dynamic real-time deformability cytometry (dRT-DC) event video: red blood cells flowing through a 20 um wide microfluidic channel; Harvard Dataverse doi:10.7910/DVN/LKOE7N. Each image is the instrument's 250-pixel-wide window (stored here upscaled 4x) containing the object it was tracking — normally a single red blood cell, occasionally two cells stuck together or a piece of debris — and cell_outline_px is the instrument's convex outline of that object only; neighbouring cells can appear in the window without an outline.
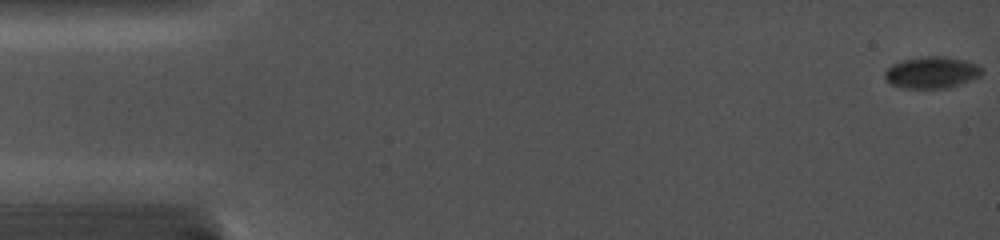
{"species": "common noctule bat (a hibernating species)", "species_latin": "Nyctalus noctula", "temperature_condition": "cold", "stored_images_in_passage": 60, "camera_frame_rate_fps": 5000, "um_per_image_px": 0.085, "animal": {"sex": "female", "body_mass_g": 19.0, "forearm_length_mm": 56.7}, "frame": {"image": 1, "passage_image": 1, "time_ms": 0.0, "image_size_px": [1000, 240], "cell_outline_px": [[984, 72], [980, 76], [960, 84], [948, 88], [904, 88], [892, 84], [884, 76], [884, 72], [892, 64], [900, 60], [924, 56], [944, 56], [964, 60], [976, 64]], "centroid_in_image_um": [79.19, 6.15], "position_along_channel_um": 5.8, "area_um2": 17.86}}
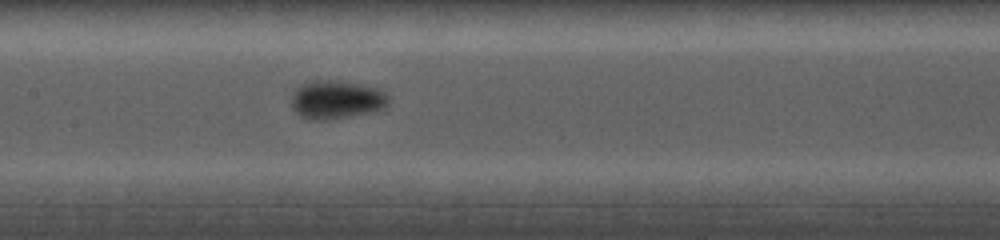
{"frame": {"image": 2, "passage_image": 22, "time_ms": 8.0, "image_size_px": [1000, 240], "cell_outline_px": [[388, 104], [384, 108], [376, 112], [328, 120], [308, 120], [300, 116], [292, 108], [292, 96], [296, 88], [312, 80], [332, 80], [356, 84], [376, 88], [384, 92], [388, 96]], "centroid_in_image_um": [28.59, 8.5], "position_along_channel_um": 178.8, "area_um2": 21.79}}
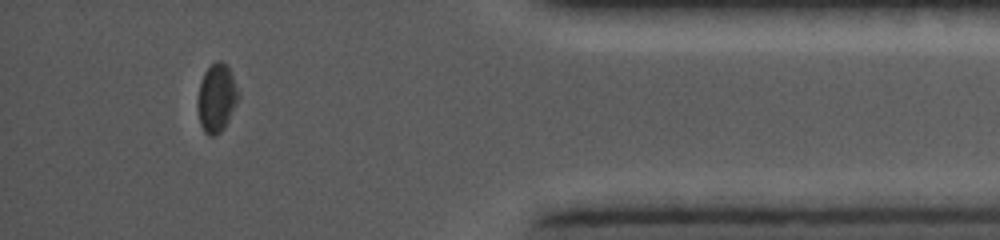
{"frame": {"image": 3, "passage_image": 53, "time_ms": 14.6, "image_size_px": [1000, 240], "cell_outline_px": [[240, 96], [228, 120], [220, 132], [212, 136], [208, 136], [204, 132], [200, 124], [196, 108], [196, 104], [200, 80], [204, 72], [216, 60], [220, 60], [228, 68], [232, 76]], "centroid_in_image_um": [18.37, 8.34], "position_along_channel_um": 416.8, "area_um2": 16.18}}